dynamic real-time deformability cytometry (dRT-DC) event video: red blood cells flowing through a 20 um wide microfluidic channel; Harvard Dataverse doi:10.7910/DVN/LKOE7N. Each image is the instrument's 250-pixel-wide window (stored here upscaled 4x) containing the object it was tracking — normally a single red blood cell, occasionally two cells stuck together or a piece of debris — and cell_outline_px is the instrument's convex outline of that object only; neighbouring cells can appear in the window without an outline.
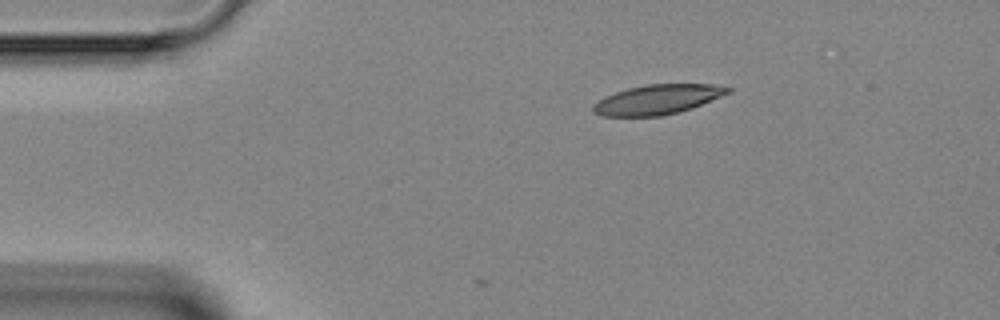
{"species": "Egyptian fruit bat (a non-hibernating species)", "species_latin": "Rousettus aegyptiacus", "temperature_condition": "room temperature", "stored_images_in_passage": 5, "camera_frame_rate_fps": 3000, "um_per_image_px": 0.085, "animal": {"sex": "female"}, "frame": {"image": 1, "passage_image": 5, "time_ms": 5.333, "image_size_px": [1000, 320], "cell_outline_px": [[732, 92], [692, 108], [660, 116], [604, 116], [592, 112], [592, 104], [604, 96], [628, 88], [648, 84], [712, 84], [732, 88]], "centroid_in_image_um": [55.88, 8.45], "position_along_channel_um": 29.1, "area_um2": 23.29}}